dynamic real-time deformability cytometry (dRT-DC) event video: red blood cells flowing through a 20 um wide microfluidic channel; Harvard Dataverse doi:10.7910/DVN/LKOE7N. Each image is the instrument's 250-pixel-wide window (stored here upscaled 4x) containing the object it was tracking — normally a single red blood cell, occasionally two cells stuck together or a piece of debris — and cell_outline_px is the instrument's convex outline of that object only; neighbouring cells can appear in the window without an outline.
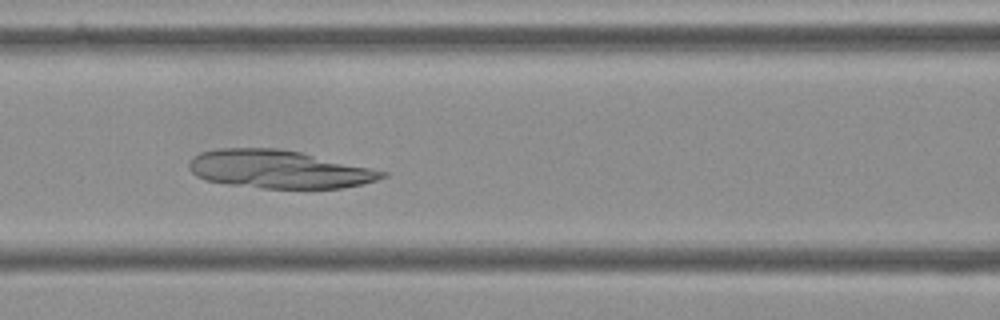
{"species": "Egyptian fruit bat (a non-hibernating species)", "species_latin": "Rousettus aegyptiacus", "temperature_condition": "cold", "stored_images_in_passage": 43, "camera_frame_rate_fps": 3000, "um_per_image_px": 0.085, "frame": {"image": 1, "passage_image": 11, "time_ms": 3.333, "image_size_px": [1000, 320], "cell_outline_px": [[388, 176], [376, 180], [360, 184], [340, 188], [260, 188], [228, 184], [204, 180], [196, 176], [188, 168], [188, 164], [200, 152], [220, 148], [280, 148], [300, 152], [388, 172]], "centroid_in_image_um": [23.67, 14.38], "position_along_channel_um": 142.9, "area_um2": 42.6}}
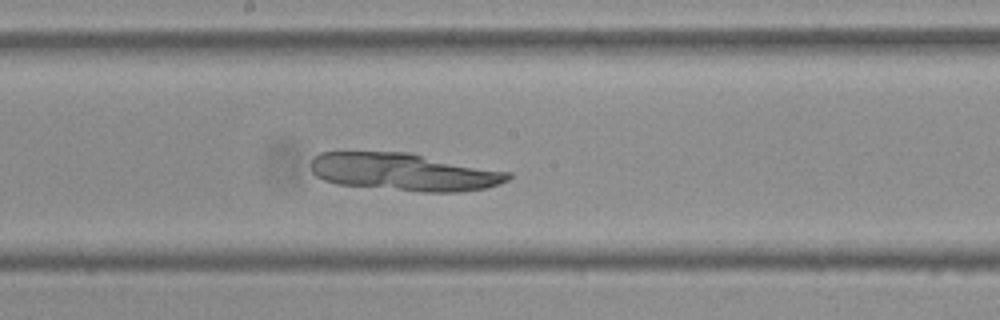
{"frame": {"image": 2, "passage_image": 17, "time_ms": 5.333, "image_size_px": [1000, 320], "cell_outline_px": [[512, 176], [508, 180], [500, 184], [484, 188], [460, 192], [420, 192], [336, 184], [324, 180], [316, 176], [312, 172], [312, 156], [320, 152], [408, 152], [512, 172]], "centroid_in_image_um": [34.36, 14.62], "position_along_channel_um": 213.8, "area_um2": 43.52}}
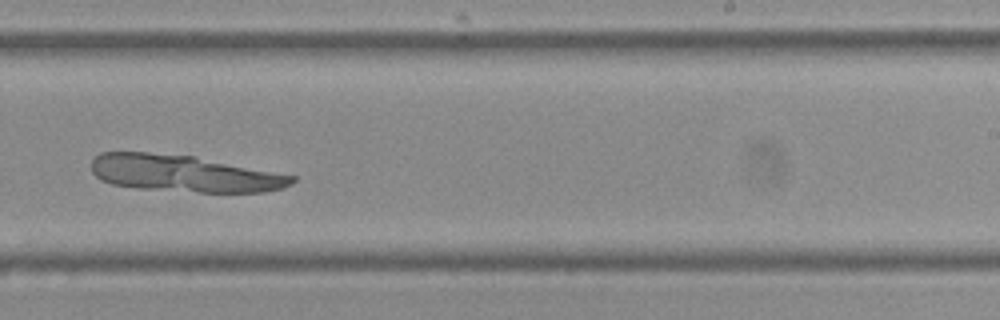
{"frame": {"image": 3, "passage_image": 22, "time_ms": 7.0, "image_size_px": [1000, 320], "cell_outline_px": [[296, 180], [292, 184], [284, 188], [264, 192], [200, 192], [140, 188], [112, 184], [100, 180], [92, 172], [92, 160], [100, 152], [148, 152], [192, 156], [296, 176]], "centroid_in_image_um": [15.64, 14.75], "position_along_channel_um": 273.4, "area_um2": 42.77}}